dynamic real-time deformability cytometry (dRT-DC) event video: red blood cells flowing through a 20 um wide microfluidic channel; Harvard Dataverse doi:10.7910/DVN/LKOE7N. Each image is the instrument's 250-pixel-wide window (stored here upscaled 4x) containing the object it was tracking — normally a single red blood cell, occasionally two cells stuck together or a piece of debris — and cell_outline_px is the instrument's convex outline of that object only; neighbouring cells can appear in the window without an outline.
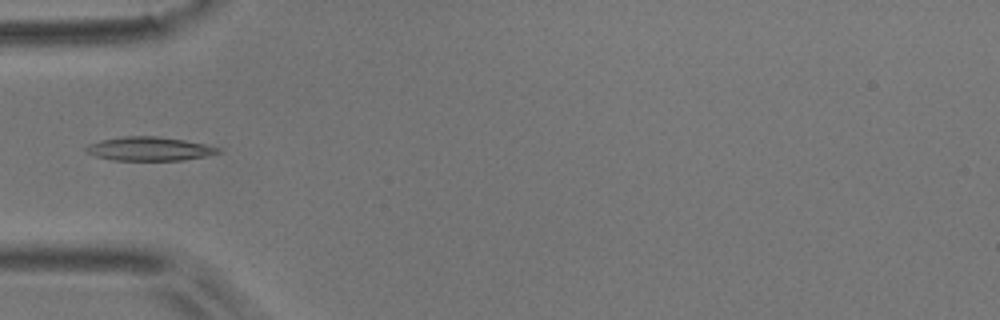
{"species": "common noctule bat (a hibernating species)", "species_latin": "Nyctalus noctula", "temperature_condition": "room temperature", "stored_images_in_passage": 5, "camera_frame_rate_fps": 3000, "um_per_image_px": 0.085, "animal": {"sex": "male", "body_mass_g": 17.9}, "frame": {"image": 1, "passage_image": 4, "time_ms": 1.0, "image_size_px": [1000, 320], "cell_outline_px": [[220, 152], [204, 156], [184, 160], [112, 160], [96, 156], [84, 152], [84, 148], [88, 144], [100, 140], [124, 136], [156, 136], [184, 140], [204, 144], [220, 148]], "centroid_in_image_um": [12.63, 12.65], "position_along_channel_um": 72.4, "area_um2": 18.26}}
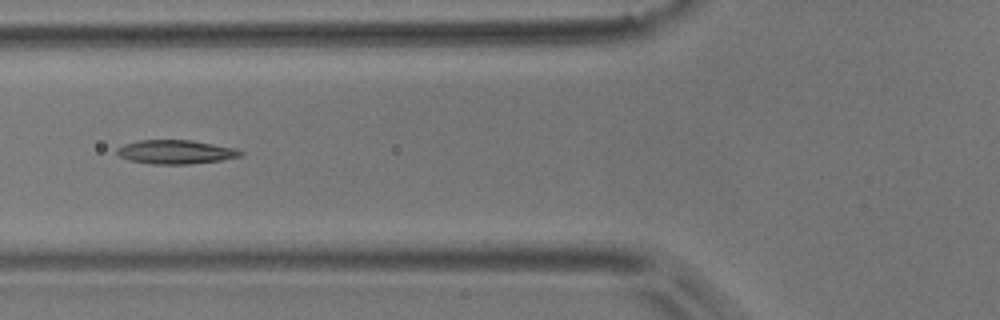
{"frame": {"image": 2, "passage_image": 5, "time_ms": 1.333, "image_size_px": [1000, 320], "cell_outline_px": [[244, 152], [240, 156], [220, 160], [188, 164], [152, 164], [128, 160], [120, 156], [116, 152], [116, 148], [124, 144], [140, 140], [188, 140], [236, 148]], "centroid_in_image_um": [14.9, 12.92], "position_along_channel_um": 110.9, "area_um2": 17.05}}